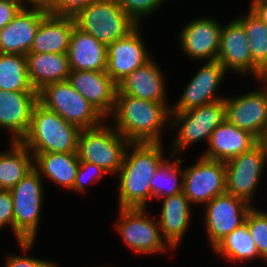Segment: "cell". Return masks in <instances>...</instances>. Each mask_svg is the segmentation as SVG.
Segmentation results:
<instances>
[{
  "mask_svg": "<svg viewBox=\"0 0 267 267\" xmlns=\"http://www.w3.org/2000/svg\"><path fill=\"white\" fill-rule=\"evenodd\" d=\"M162 143H129L119 175V208H148L151 179L166 159Z\"/></svg>",
  "mask_w": 267,
  "mask_h": 267,
  "instance_id": "cell-1",
  "label": "cell"
},
{
  "mask_svg": "<svg viewBox=\"0 0 267 267\" xmlns=\"http://www.w3.org/2000/svg\"><path fill=\"white\" fill-rule=\"evenodd\" d=\"M170 113L168 102L116 95L109 118L112 117L111 125L130 143H162L161 132L165 125L171 130Z\"/></svg>",
  "mask_w": 267,
  "mask_h": 267,
  "instance_id": "cell-2",
  "label": "cell"
},
{
  "mask_svg": "<svg viewBox=\"0 0 267 267\" xmlns=\"http://www.w3.org/2000/svg\"><path fill=\"white\" fill-rule=\"evenodd\" d=\"M43 181L41 175L33 169L10 189L13 201V234L24 254L34 247L38 235L44 203Z\"/></svg>",
  "mask_w": 267,
  "mask_h": 267,
  "instance_id": "cell-3",
  "label": "cell"
},
{
  "mask_svg": "<svg viewBox=\"0 0 267 267\" xmlns=\"http://www.w3.org/2000/svg\"><path fill=\"white\" fill-rule=\"evenodd\" d=\"M79 132L77 126L38 101L32 111L29 131L21 143L31 153H77Z\"/></svg>",
  "mask_w": 267,
  "mask_h": 267,
  "instance_id": "cell-4",
  "label": "cell"
},
{
  "mask_svg": "<svg viewBox=\"0 0 267 267\" xmlns=\"http://www.w3.org/2000/svg\"><path fill=\"white\" fill-rule=\"evenodd\" d=\"M106 122L80 130L77 154L80 161L96 164L109 175L116 176L130 142Z\"/></svg>",
  "mask_w": 267,
  "mask_h": 267,
  "instance_id": "cell-5",
  "label": "cell"
},
{
  "mask_svg": "<svg viewBox=\"0 0 267 267\" xmlns=\"http://www.w3.org/2000/svg\"><path fill=\"white\" fill-rule=\"evenodd\" d=\"M73 19L78 29L106 46L125 37L137 26L116 0H96L77 12Z\"/></svg>",
  "mask_w": 267,
  "mask_h": 267,
  "instance_id": "cell-6",
  "label": "cell"
},
{
  "mask_svg": "<svg viewBox=\"0 0 267 267\" xmlns=\"http://www.w3.org/2000/svg\"><path fill=\"white\" fill-rule=\"evenodd\" d=\"M225 120V99L184 112H171L170 128L177 129V134L170 153L178 155L202 139L208 143L212 131Z\"/></svg>",
  "mask_w": 267,
  "mask_h": 267,
  "instance_id": "cell-7",
  "label": "cell"
},
{
  "mask_svg": "<svg viewBox=\"0 0 267 267\" xmlns=\"http://www.w3.org/2000/svg\"><path fill=\"white\" fill-rule=\"evenodd\" d=\"M38 101L80 130L106 120L67 80L46 85L38 92Z\"/></svg>",
  "mask_w": 267,
  "mask_h": 267,
  "instance_id": "cell-8",
  "label": "cell"
},
{
  "mask_svg": "<svg viewBox=\"0 0 267 267\" xmlns=\"http://www.w3.org/2000/svg\"><path fill=\"white\" fill-rule=\"evenodd\" d=\"M118 212L116 231L127 247L142 255L169 251L171 247L161 235L158 220L148 213L147 208H119Z\"/></svg>",
  "mask_w": 267,
  "mask_h": 267,
  "instance_id": "cell-9",
  "label": "cell"
},
{
  "mask_svg": "<svg viewBox=\"0 0 267 267\" xmlns=\"http://www.w3.org/2000/svg\"><path fill=\"white\" fill-rule=\"evenodd\" d=\"M266 163L267 155L259 143L225 161L226 193L253 205L254 194L265 172Z\"/></svg>",
  "mask_w": 267,
  "mask_h": 267,
  "instance_id": "cell-10",
  "label": "cell"
},
{
  "mask_svg": "<svg viewBox=\"0 0 267 267\" xmlns=\"http://www.w3.org/2000/svg\"><path fill=\"white\" fill-rule=\"evenodd\" d=\"M183 193L191 205H206L226 193L225 162L200 156L194 165L184 168Z\"/></svg>",
  "mask_w": 267,
  "mask_h": 267,
  "instance_id": "cell-11",
  "label": "cell"
},
{
  "mask_svg": "<svg viewBox=\"0 0 267 267\" xmlns=\"http://www.w3.org/2000/svg\"><path fill=\"white\" fill-rule=\"evenodd\" d=\"M253 205L228 193L216 196L204 207L207 240L212 249L234 229L245 223Z\"/></svg>",
  "mask_w": 267,
  "mask_h": 267,
  "instance_id": "cell-12",
  "label": "cell"
},
{
  "mask_svg": "<svg viewBox=\"0 0 267 267\" xmlns=\"http://www.w3.org/2000/svg\"><path fill=\"white\" fill-rule=\"evenodd\" d=\"M197 73L191 77L178 101L171 105V112H184L226 98L217 94L227 70L219 61H204ZM223 96V97H222Z\"/></svg>",
  "mask_w": 267,
  "mask_h": 267,
  "instance_id": "cell-13",
  "label": "cell"
},
{
  "mask_svg": "<svg viewBox=\"0 0 267 267\" xmlns=\"http://www.w3.org/2000/svg\"><path fill=\"white\" fill-rule=\"evenodd\" d=\"M142 27L137 25L125 37L107 46L106 73L117 85L151 59L141 36Z\"/></svg>",
  "mask_w": 267,
  "mask_h": 267,
  "instance_id": "cell-14",
  "label": "cell"
},
{
  "mask_svg": "<svg viewBox=\"0 0 267 267\" xmlns=\"http://www.w3.org/2000/svg\"><path fill=\"white\" fill-rule=\"evenodd\" d=\"M217 61L234 74H252L256 80L261 76L262 70L252 61L245 29L236 18L222 25Z\"/></svg>",
  "mask_w": 267,
  "mask_h": 267,
  "instance_id": "cell-15",
  "label": "cell"
},
{
  "mask_svg": "<svg viewBox=\"0 0 267 267\" xmlns=\"http://www.w3.org/2000/svg\"><path fill=\"white\" fill-rule=\"evenodd\" d=\"M261 88L225 98L226 120L259 139L267 128V89Z\"/></svg>",
  "mask_w": 267,
  "mask_h": 267,
  "instance_id": "cell-16",
  "label": "cell"
},
{
  "mask_svg": "<svg viewBox=\"0 0 267 267\" xmlns=\"http://www.w3.org/2000/svg\"><path fill=\"white\" fill-rule=\"evenodd\" d=\"M192 20L185 24L178 36L183 53L194 60H217L222 25L209 16Z\"/></svg>",
  "mask_w": 267,
  "mask_h": 267,
  "instance_id": "cell-17",
  "label": "cell"
},
{
  "mask_svg": "<svg viewBox=\"0 0 267 267\" xmlns=\"http://www.w3.org/2000/svg\"><path fill=\"white\" fill-rule=\"evenodd\" d=\"M37 102L36 91L0 90V129H7L10 141L21 142L27 135Z\"/></svg>",
  "mask_w": 267,
  "mask_h": 267,
  "instance_id": "cell-18",
  "label": "cell"
},
{
  "mask_svg": "<svg viewBox=\"0 0 267 267\" xmlns=\"http://www.w3.org/2000/svg\"><path fill=\"white\" fill-rule=\"evenodd\" d=\"M67 81L109 121L118 87L106 71L71 70Z\"/></svg>",
  "mask_w": 267,
  "mask_h": 267,
  "instance_id": "cell-19",
  "label": "cell"
},
{
  "mask_svg": "<svg viewBox=\"0 0 267 267\" xmlns=\"http://www.w3.org/2000/svg\"><path fill=\"white\" fill-rule=\"evenodd\" d=\"M47 13L48 11L40 8L23 6L12 21L0 30V53L26 56Z\"/></svg>",
  "mask_w": 267,
  "mask_h": 267,
  "instance_id": "cell-20",
  "label": "cell"
},
{
  "mask_svg": "<svg viewBox=\"0 0 267 267\" xmlns=\"http://www.w3.org/2000/svg\"><path fill=\"white\" fill-rule=\"evenodd\" d=\"M161 69L152 57L117 85L116 95H128L153 102H167L166 82Z\"/></svg>",
  "mask_w": 267,
  "mask_h": 267,
  "instance_id": "cell-21",
  "label": "cell"
},
{
  "mask_svg": "<svg viewBox=\"0 0 267 267\" xmlns=\"http://www.w3.org/2000/svg\"><path fill=\"white\" fill-rule=\"evenodd\" d=\"M257 143L258 139L250 132L225 120L212 131L207 143L208 149L206 148L202 157L225 162L250 150Z\"/></svg>",
  "mask_w": 267,
  "mask_h": 267,
  "instance_id": "cell-22",
  "label": "cell"
},
{
  "mask_svg": "<svg viewBox=\"0 0 267 267\" xmlns=\"http://www.w3.org/2000/svg\"><path fill=\"white\" fill-rule=\"evenodd\" d=\"M160 200L163 201L158 217L161 235L171 250L177 249L190 226L191 203L183 192Z\"/></svg>",
  "mask_w": 267,
  "mask_h": 267,
  "instance_id": "cell-23",
  "label": "cell"
},
{
  "mask_svg": "<svg viewBox=\"0 0 267 267\" xmlns=\"http://www.w3.org/2000/svg\"><path fill=\"white\" fill-rule=\"evenodd\" d=\"M74 26L73 16L47 13L36 31L29 53H67Z\"/></svg>",
  "mask_w": 267,
  "mask_h": 267,
  "instance_id": "cell-24",
  "label": "cell"
},
{
  "mask_svg": "<svg viewBox=\"0 0 267 267\" xmlns=\"http://www.w3.org/2000/svg\"><path fill=\"white\" fill-rule=\"evenodd\" d=\"M71 70L106 71L107 46L76 26L67 51Z\"/></svg>",
  "mask_w": 267,
  "mask_h": 267,
  "instance_id": "cell-25",
  "label": "cell"
},
{
  "mask_svg": "<svg viewBox=\"0 0 267 267\" xmlns=\"http://www.w3.org/2000/svg\"><path fill=\"white\" fill-rule=\"evenodd\" d=\"M26 59L28 78L37 93L48 84L68 80L67 53H28Z\"/></svg>",
  "mask_w": 267,
  "mask_h": 267,
  "instance_id": "cell-26",
  "label": "cell"
},
{
  "mask_svg": "<svg viewBox=\"0 0 267 267\" xmlns=\"http://www.w3.org/2000/svg\"><path fill=\"white\" fill-rule=\"evenodd\" d=\"M34 169L58 186L73 190L77 169L80 164L77 153H32Z\"/></svg>",
  "mask_w": 267,
  "mask_h": 267,
  "instance_id": "cell-27",
  "label": "cell"
},
{
  "mask_svg": "<svg viewBox=\"0 0 267 267\" xmlns=\"http://www.w3.org/2000/svg\"><path fill=\"white\" fill-rule=\"evenodd\" d=\"M10 148L0 152V189H12L34 169L33 154L21 143L10 142Z\"/></svg>",
  "mask_w": 267,
  "mask_h": 267,
  "instance_id": "cell-28",
  "label": "cell"
},
{
  "mask_svg": "<svg viewBox=\"0 0 267 267\" xmlns=\"http://www.w3.org/2000/svg\"><path fill=\"white\" fill-rule=\"evenodd\" d=\"M213 251L233 264L261 258L246 223L228 234L213 248Z\"/></svg>",
  "mask_w": 267,
  "mask_h": 267,
  "instance_id": "cell-29",
  "label": "cell"
},
{
  "mask_svg": "<svg viewBox=\"0 0 267 267\" xmlns=\"http://www.w3.org/2000/svg\"><path fill=\"white\" fill-rule=\"evenodd\" d=\"M169 158L161 163L151 179V199H163L183 192L182 160L173 154Z\"/></svg>",
  "mask_w": 267,
  "mask_h": 267,
  "instance_id": "cell-30",
  "label": "cell"
},
{
  "mask_svg": "<svg viewBox=\"0 0 267 267\" xmlns=\"http://www.w3.org/2000/svg\"><path fill=\"white\" fill-rule=\"evenodd\" d=\"M0 90L35 91L28 78L26 56L0 53Z\"/></svg>",
  "mask_w": 267,
  "mask_h": 267,
  "instance_id": "cell-31",
  "label": "cell"
},
{
  "mask_svg": "<svg viewBox=\"0 0 267 267\" xmlns=\"http://www.w3.org/2000/svg\"><path fill=\"white\" fill-rule=\"evenodd\" d=\"M248 11L236 19L245 29L252 61L264 71L267 69V25L250 10Z\"/></svg>",
  "mask_w": 267,
  "mask_h": 267,
  "instance_id": "cell-32",
  "label": "cell"
},
{
  "mask_svg": "<svg viewBox=\"0 0 267 267\" xmlns=\"http://www.w3.org/2000/svg\"><path fill=\"white\" fill-rule=\"evenodd\" d=\"M245 223L254 240L259 256L267 262V211L252 206L247 213Z\"/></svg>",
  "mask_w": 267,
  "mask_h": 267,
  "instance_id": "cell-33",
  "label": "cell"
},
{
  "mask_svg": "<svg viewBox=\"0 0 267 267\" xmlns=\"http://www.w3.org/2000/svg\"><path fill=\"white\" fill-rule=\"evenodd\" d=\"M118 5L136 22L142 24V19L153 14L162 7L166 0H116Z\"/></svg>",
  "mask_w": 267,
  "mask_h": 267,
  "instance_id": "cell-34",
  "label": "cell"
},
{
  "mask_svg": "<svg viewBox=\"0 0 267 267\" xmlns=\"http://www.w3.org/2000/svg\"><path fill=\"white\" fill-rule=\"evenodd\" d=\"M104 174L108 173L98 165L80 161L73 191H75V193H85L89 184L98 182Z\"/></svg>",
  "mask_w": 267,
  "mask_h": 267,
  "instance_id": "cell-35",
  "label": "cell"
},
{
  "mask_svg": "<svg viewBox=\"0 0 267 267\" xmlns=\"http://www.w3.org/2000/svg\"><path fill=\"white\" fill-rule=\"evenodd\" d=\"M96 0H56L54 6L48 13L54 15L74 16L82 8Z\"/></svg>",
  "mask_w": 267,
  "mask_h": 267,
  "instance_id": "cell-36",
  "label": "cell"
},
{
  "mask_svg": "<svg viewBox=\"0 0 267 267\" xmlns=\"http://www.w3.org/2000/svg\"><path fill=\"white\" fill-rule=\"evenodd\" d=\"M6 226L13 231V201L10 190L0 189V230Z\"/></svg>",
  "mask_w": 267,
  "mask_h": 267,
  "instance_id": "cell-37",
  "label": "cell"
},
{
  "mask_svg": "<svg viewBox=\"0 0 267 267\" xmlns=\"http://www.w3.org/2000/svg\"><path fill=\"white\" fill-rule=\"evenodd\" d=\"M22 7L21 0H0V30L12 21Z\"/></svg>",
  "mask_w": 267,
  "mask_h": 267,
  "instance_id": "cell-38",
  "label": "cell"
},
{
  "mask_svg": "<svg viewBox=\"0 0 267 267\" xmlns=\"http://www.w3.org/2000/svg\"><path fill=\"white\" fill-rule=\"evenodd\" d=\"M46 260L26 255L9 254L6 256L4 267H40Z\"/></svg>",
  "mask_w": 267,
  "mask_h": 267,
  "instance_id": "cell-39",
  "label": "cell"
},
{
  "mask_svg": "<svg viewBox=\"0 0 267 267\" xmlns=\"http://www.w3.org/2000/svg\"><path fill=\"white\" fill-rule=\"evenodd\" d=\"M24 7L40 8L49 11L56 0H21ZM28 3V4H27ZM29 5V6H28Z\"/></svg>",
  "mask_w": 267,
  "mask_h": 267,
  "instance_id": "cell-40",
  "label": "cell"
},
{
  "mask_svg": "<svg viewBox=\"0 0 267 267\" xmlns=\"http://www.w3.org/2000/svg\"><path fill=\"white\" fill-rule=\"evenodd\" d=\"M249 10L267 25V4H250Z\"/></svg>",
  "mask_w": 267,
  "mask_h": 267,
  "instance_id": "cell-41",
  "label": "cell"
},
{
  "mask_svg": "<svg viewBox=\"0 0 267 267\" xmlns=\"http://www.w3.org/2000/svg\"><path fill=\"white\" fill-rule=\"evenodd\" d=\"M258 143L262 146L267 155V128L263 131L261 137L258 139Z\"/></svg>",
  "mask_w": 267,
  "mask_h": 267,
  "instance_id": "cell-42",
  "label": "cell"
},
{
  "mask_svg": "<svg viewBox=\"0 0 267 267\" xmlns=\"http://www.w3.org/2000/svg\"><path fill=\"white\" fill-rule=\"evenodd\" d=\"M260 82L266 89H267V69L262 71L260 78L257 80V82Z\"/></svg>",
  "mask_w": 267,
  "mask_h": 267,
  "instance_id": "cell-43",
  "label": "cell"
},
{
  "mask_svg": "<svg viewBox=\"0 0 267 267\" xmlns=\"http://www.w3.org/2000/svg\"><path fill=\"white\" fill-rule=\"evenodd\" d=\"M56 262L46 260L40 267H59Z\"/></svg>",
  "mask_w": 267,
  "mask_h": 267,
  "instance_id": "cell-44",
  "label": "cell"
},
{
  "mask_svg": "<svg viewBox=\"0 0 267 267\" xmlns=\"http://www.w3.org/2000/svg\"><path fill=\"white\" fill-rule=\"evenodd\" d=\"M250 4H267V0H251Z\"/></svg>",
  "mask_w": 267,
  "mask_h": 267,
  "instance_id": "cell-45",
  "label": "cell"
}]
</instances>
